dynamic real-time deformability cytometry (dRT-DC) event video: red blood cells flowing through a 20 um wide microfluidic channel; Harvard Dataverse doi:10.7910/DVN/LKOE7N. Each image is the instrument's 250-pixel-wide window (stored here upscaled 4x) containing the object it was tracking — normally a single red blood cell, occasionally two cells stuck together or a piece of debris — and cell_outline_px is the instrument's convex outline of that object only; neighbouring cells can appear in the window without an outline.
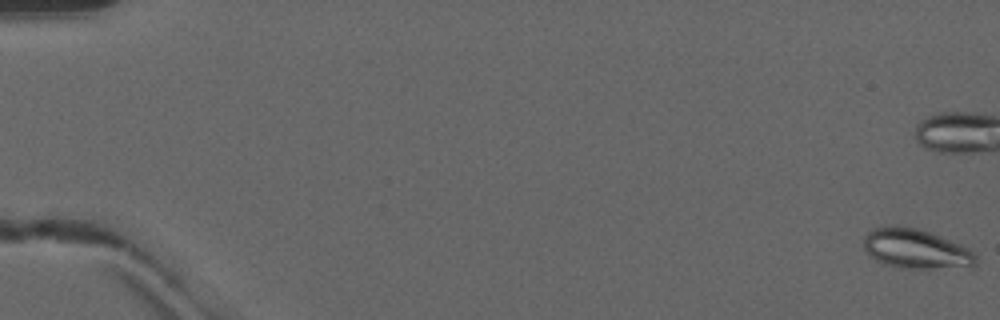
{"species": "common noctule bat (a hibernating species)", "species_latin": "Nyctalus noctula", "temperature_condition": "warm", "stored_images_in_passage": 52, "camera_frame_rate_fps": 3000, "um_per_image_px": 0.085, "animal": {"sex": "male", "forearm_length_mm": 52.5}, "frame": {"image": 1, "passage_image": 1, "time_ms": 0.0, "image_size_px": [1000, 320], "cell_outline_px": [[976, 264], [972, 268], [900, 268], [884, 264], [876, 260], [864, 248], [864, 236], [872, 228], [892, 224], [896, 224], [916, 228], [940, 236], [960, 244], [968, 248], [976, 256]], "centroid_in_image_um": [77.85, 21.15], "position_along_channel_um": 7.1, "area_um2": 26.13}, "authors_computed_cell_mechanics": {"area_um2": 17.4267, "velocity_mm_per_s": 4.1347, "shape_relaxation_time_tau1_ms": null, "shape_relaxation_time_tau2_ms": 6.0419, "deformation_change_tau1": null, "deformation_change_tau2": 0.0908}}